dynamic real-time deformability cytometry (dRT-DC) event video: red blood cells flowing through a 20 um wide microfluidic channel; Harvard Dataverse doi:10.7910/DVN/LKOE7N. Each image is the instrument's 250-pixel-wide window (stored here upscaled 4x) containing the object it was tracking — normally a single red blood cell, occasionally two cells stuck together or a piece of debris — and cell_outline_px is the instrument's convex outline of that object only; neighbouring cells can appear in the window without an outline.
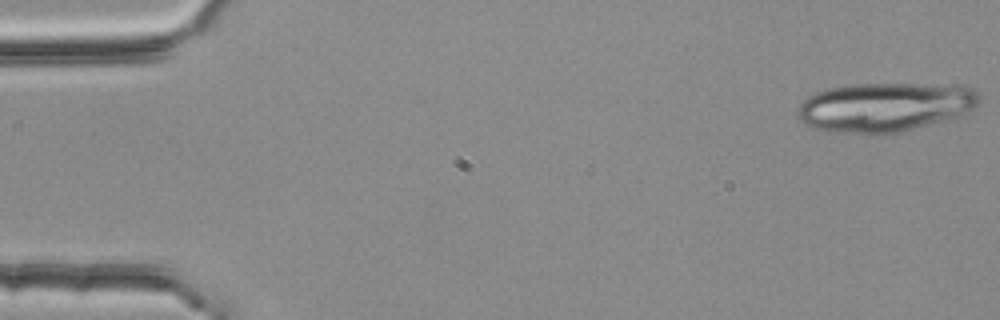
{"species": "common noctule bat (a hibernating species)", "species_latin": "Nyctalus noctula", "temperature_condition": "room temperature", "stored_images_in_passage": 3, "camera_frame_rate_fps": 3000, "um_per_image_px": 0.085, "animal": {"sex": "female", "body_mass_g": 25.1}, "frame": {"image": 1, "passage_image": 1, "time_ms": 0.0, "image_size_px": [1000, 320], "cell_outline_px": [[980, 100], [972, 108], [960, 116], [948, 120], [884, 136], [872, 136], [828, 132], [812, 128], [804, 124], [796, 116], [796, 108], [808, 96], [816, 92], [828, 88], [852, 84], [916, 84], [972, 88], [980, 96]], "centroid_in_image_um": [75.11, 9.15], "position_along_channel_um": 9.9, "area_um2": 52.83}}